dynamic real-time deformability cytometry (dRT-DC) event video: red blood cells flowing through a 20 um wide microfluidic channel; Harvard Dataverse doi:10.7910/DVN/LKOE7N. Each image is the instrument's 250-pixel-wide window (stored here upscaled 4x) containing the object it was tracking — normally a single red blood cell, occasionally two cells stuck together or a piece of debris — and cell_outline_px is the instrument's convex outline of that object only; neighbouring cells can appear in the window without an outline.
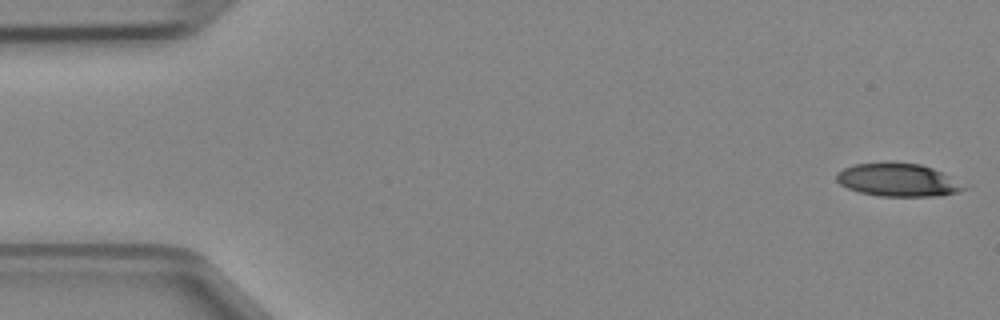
{"species": "Egyptian fruit bat (a non-hibernating species)", "species_latin": "Rousettus aegyptiacus", "temperature_condition": "cold", "stored_images_in_passage": 47, "camera_frame_rate_fps": 3000, "um_per_image_px": 0.085, "animal": {"sex": "female"}, "frame": {"image": 1, "passage_image": 1, "time_ms": 0.0, "image_size_px": [1000, 320], "cell_outline_px": [[968, 188], [956, 192], [940, 196], [880, 196], [860, 192], [848, 188], [840, 184], [836, 180], [836, 172], [844, 168], [856, 164], [884, 160], [920, 164], [932, 168], [940, 172]], "centroid_in_image_um": [76.24, 15.27], "position_along_channel_um": 8.8, "area_um2": 24.62}}
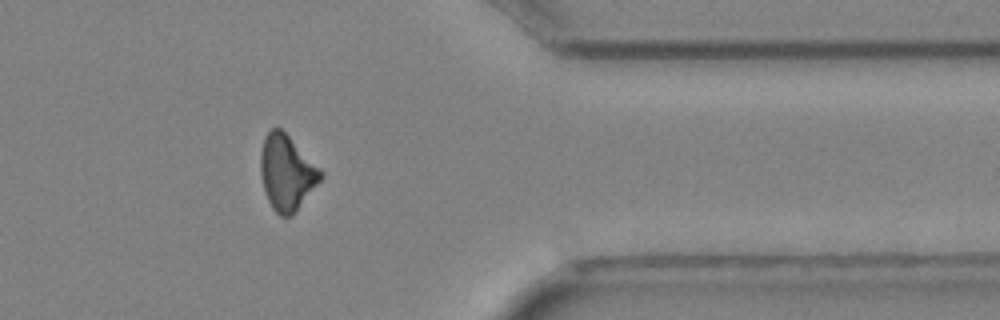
{"frame": {"image": 2, "passage_image": 38, "time_ms": 12.333, "image_size_px": [1000, 320], "cell_outline_px": [[324, 176], [296, 212], [292, 216], [280, 216], [272, 208], [264, 192], [260, 176], [260, 152], [264, 136], [272, 128], [280, 128], [324, 172]], "centroid_in_image_um": [24.36, 14.7], "position_along_channel_um": 387.0, "area_um2": 26.41}}
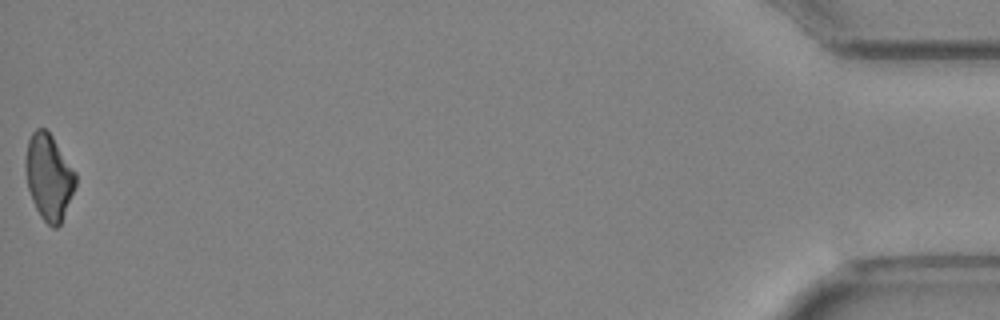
{"frame": {"image": 3, "passage_image": 47, "time_ms": 15.333, "image_size_px": [1000, 320], "cell_outline_px": [[76, 184], [60, 224], [56, 228], [52, 228], [40, 216], [32, 200], [28, 188], [24, 164], [24, 160], [28, 140], [32, 132], [36, 128], [44, 128], [52, 136], [76, 172]], "centroid_in_image_um": [4.13, 15.02], "position_along_channel_um": 431.1, "area_um2": 24.91}}